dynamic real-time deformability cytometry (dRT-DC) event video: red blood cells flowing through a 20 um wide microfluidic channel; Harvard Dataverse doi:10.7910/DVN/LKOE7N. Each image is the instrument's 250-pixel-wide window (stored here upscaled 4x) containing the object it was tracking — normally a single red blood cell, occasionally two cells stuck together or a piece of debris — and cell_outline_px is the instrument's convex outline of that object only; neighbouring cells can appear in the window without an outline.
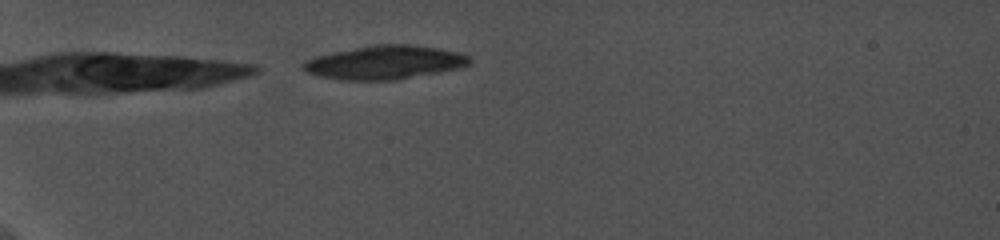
{"species": "common noctule bat (a hibernating species)", "species_latin": "Nyctalus noctula", "temperature_condition": "cold", "stored_images_in_passage": 1, "camera_frame_rate_fps": 5000, "um_per_image_px": 0.085, "animal": {"sex": "female", "body_mass_g": 19.0, "forearm_length_mm": 56.7}, "frame": {"image": 1, "passage_image": 1, "time_ms": 0.0, "image_size_px": [1000, 240], "cell_outline_px": [[472, 64], [464, 68], [396, 80], [340, 80], [316, 76], [304, 72], [300, 68], [300, 64], [304, 60], [316, 56], [332, 52], [368, 44], [408, 44], [440, 48], [460, 52], [472, 56]], "centroid_in_image_um": [32.71, 5.3], "position_along_channel_um": 52.3, "area_um2": 33.7}}